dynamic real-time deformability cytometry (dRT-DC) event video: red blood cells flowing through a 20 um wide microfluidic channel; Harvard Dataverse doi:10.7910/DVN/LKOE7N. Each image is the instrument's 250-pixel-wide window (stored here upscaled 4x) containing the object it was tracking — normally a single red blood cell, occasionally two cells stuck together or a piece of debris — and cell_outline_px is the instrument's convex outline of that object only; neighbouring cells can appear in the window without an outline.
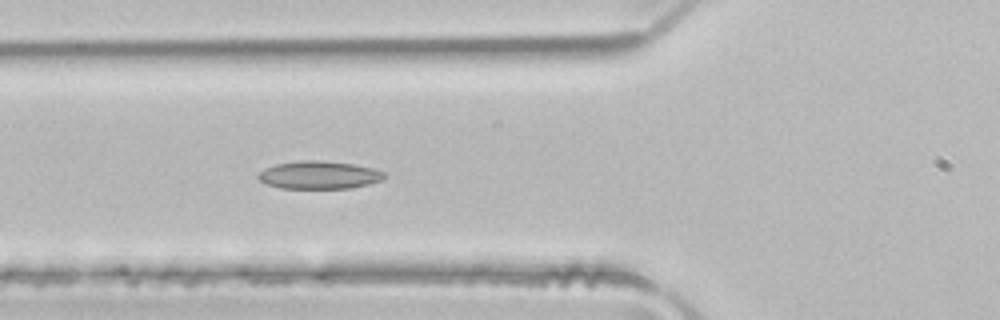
{"species": "common noctule bat (a hibernating species)", "species_latin": "Nyctalus noctula", "temperature_condition": "room temperature", "stored_images_in_passage": 4, "camera_frame_rate_fps": 3000, "um_per_image_px": 0.085, "animal": {"sex": "male", "body_mass_g": 21.5, "forearm_length_mm": 52.0}, "frame": {"image": 1, "passage_image": 4, "time_ms": 1.0, "image_size_px": [1000, 320], "cell_outline_px": [[388, 176], [384, 180], [352, 188], [280, 188], [264, 184], [256, 176], [264, 168], [276, 164], [300, 160], [320, 160], [352, 164], [372, 168], [384, 172]], "centroid_in_image_um": [27.12, 14.88], "position_along_channel_um": 98.7, "area_um2": 20.63}}